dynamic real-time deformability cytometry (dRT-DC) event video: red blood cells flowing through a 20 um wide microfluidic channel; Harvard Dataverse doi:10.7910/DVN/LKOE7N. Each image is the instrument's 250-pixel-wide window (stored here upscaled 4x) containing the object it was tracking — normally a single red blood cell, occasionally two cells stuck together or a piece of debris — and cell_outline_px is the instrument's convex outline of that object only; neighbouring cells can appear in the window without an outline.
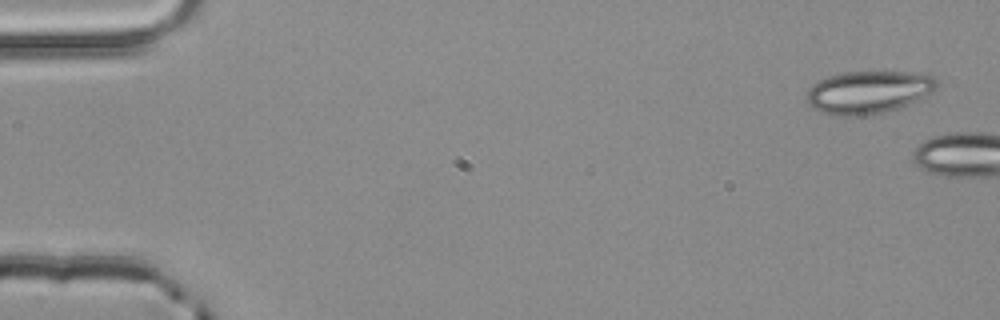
{"species": "common noctule bat (a hibernating species)", "species_latin": "Nyctalus noctula", "temperature_condition": "room temperature", "stored_images_in_passage": 2, "camera_frame_rate_fps": 3000, "um_per_image_px": 0.085, "animal": {"sex": "male", "body_mass_g": 20.4}, "frame": {"image": 1, "passage_image": 1, "time_ms": 0.0, "image_size_px": [1000, 320], "cell_outline_px": [[940, 88], [924, 100], [900, 108], [884, 112], [860, 116], [844, 116], [820, 112], [812, 108], [808, 104], [808, 92], [812, 84], [828, 76], [844, 72], [912, 72], [936, 76], [940, 84]], "centroid_in_image_um": [73.95, 7.84], "position_along_channel_um": 11.1, "area_um2": 33.12}}